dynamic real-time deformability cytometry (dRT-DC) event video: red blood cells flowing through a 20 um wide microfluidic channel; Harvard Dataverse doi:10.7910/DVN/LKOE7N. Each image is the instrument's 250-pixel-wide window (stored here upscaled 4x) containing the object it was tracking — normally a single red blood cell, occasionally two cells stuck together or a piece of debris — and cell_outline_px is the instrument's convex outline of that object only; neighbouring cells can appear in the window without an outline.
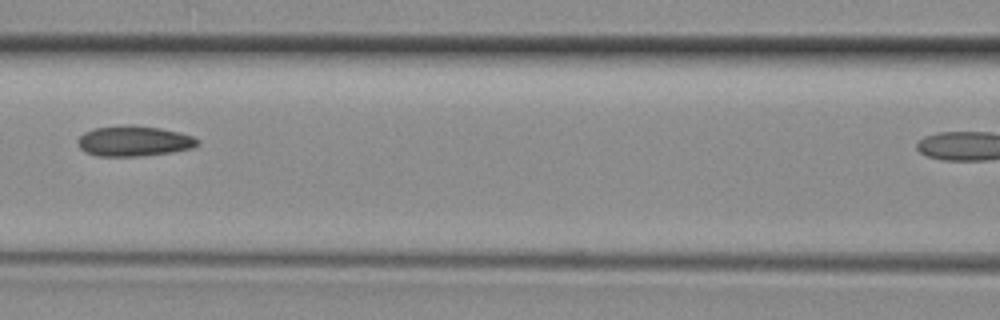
{"species": "common noctule bat (a hibernating species)", "species_latin": "Nyctalus noctula", "temperature_condition": "room temperature", "stored_images_in_passage": 4, "camera_frame_rate_fps": 3000, "um_per_image_px": 0.085, "animal": {"sex": "female", "body_mass_g": 29.2, "forearm_length_mm": 56.3}, "frame": {"image": 1, "passage_image": 3, "time_ms": 0.667, "image_size_px": [1000, 320], "cell_outline_px": [[200, 144], [192, 148], [172, 152], [144, 156], [96, 156], [84, 152], [80, 148], [76, 140], [84, 132], [96, 128], [132, 124], [160, 128], [192, 136], [200, 140]], "centroid_in_image_um": [11.37, 12.0], "position_along_channel_um": 155.2, "area_um2": 21.33}}